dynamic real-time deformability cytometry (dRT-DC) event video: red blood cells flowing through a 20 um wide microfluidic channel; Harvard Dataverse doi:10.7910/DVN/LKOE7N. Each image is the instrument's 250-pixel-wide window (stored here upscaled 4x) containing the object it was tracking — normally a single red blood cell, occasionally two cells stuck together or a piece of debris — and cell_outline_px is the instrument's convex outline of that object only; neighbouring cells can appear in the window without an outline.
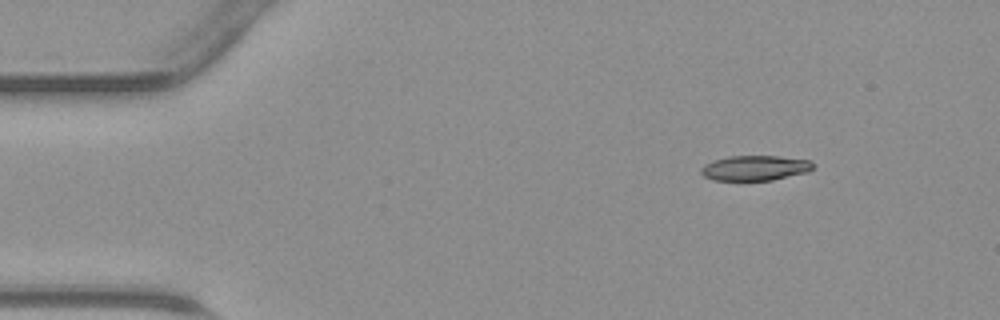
{"species": "common noctule bat (a hibernating species)", "species_latin": "Nyctalus noctula", "temperature_condition": "warm", "stored_images_in_passage": 40, "camera_frame_rate_fps": 3000, "um_per_image_px": 0.085, "animal": {"sex": "male", "body_mass_g": 23.1, "forearm_length_mm": 52.7}, "frame": {"image": 1, "passage_image": 1, "time_ms": 0.0, "image_size_px": [1000, 320], "cell_outline_px": [[812, 168], [808, 172], [772, 180], [712, 180], [704, 176], [700, 172], [700, 168], [704, 164], [712, 160], [728, 156], [776, 156], [812, 160]], "centroid_in_image_um": [64.14, 14.27], "position_along_channel_um": 20.9, "area_um2": 16.42}}
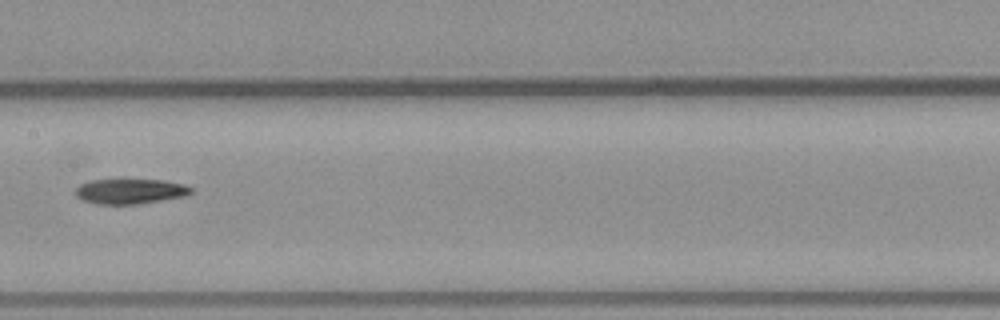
{"frame": {"image": 2, "passage_image": 18, "time_ms": 5.667, "image_size_px": [1000, 320], "cell_outline_px": [[192, 192], [188, 196], [140, 204], [96, 204], [84, 200], [76, 196], [72, 192], [80, 184], [92, 180], [164, 180], [184, 184], [192, 188]], "centroid_in_image_um": [11.08, 16.27], "position_along_channel_um": 196.3, "area_um2": 17.05}}
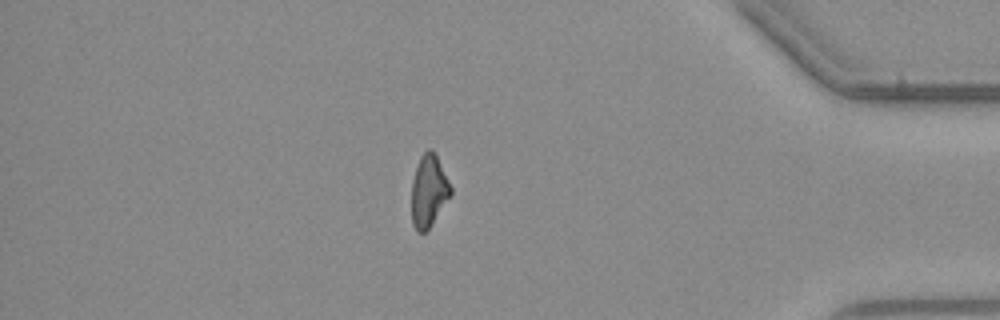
{"frame": {"image": 3, "passage_image": 34, "time_ms": 11.0, "image_size_px": [1000, 320], "cell_outline_px": [[452, 192], [428, 228], [424, 232], [416, 232], [412, 224], [412, 180], [420, 156], [428, 148], [432, 148], [452, 188]], "centroid_in_image_um": [36.41, 16.21], "position_along_channel_um": 398.8, "area_um2": 16.01}}